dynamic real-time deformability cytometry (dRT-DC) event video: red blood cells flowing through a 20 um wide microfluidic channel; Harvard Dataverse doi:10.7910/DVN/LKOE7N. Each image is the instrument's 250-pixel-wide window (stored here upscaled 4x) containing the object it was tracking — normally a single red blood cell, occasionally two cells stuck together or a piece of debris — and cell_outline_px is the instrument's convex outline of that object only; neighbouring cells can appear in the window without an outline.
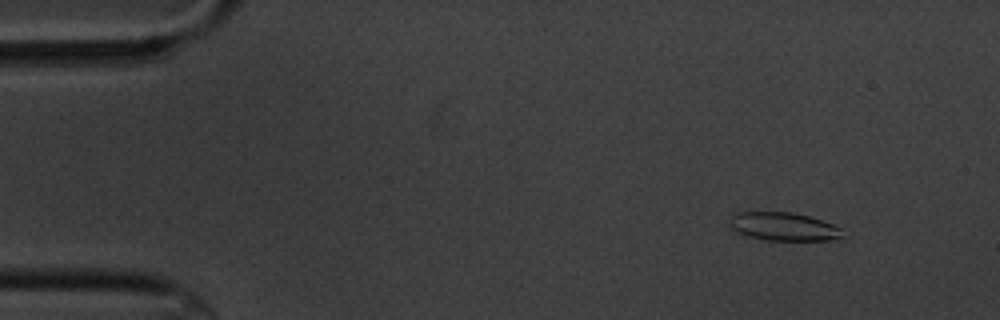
{"species": "common noctule bat (a hibernating species)", "species_latin": "Nyctalus noctula", "temperature_condition": "cold", "stored_images_in_passage": 5, "camera_frame_rate_fps": 3000, "um_per_image_px": 0.085, "animal": {"sex": "male", "body_mass_g": 20.1, "forearm_length_mm": 53.5}, "frame": {"image": 1, "passage_image": 2, "time_ms": 1.333, "image_size_px": [1000, 320], "cell_outline_px": [[840, 236], [836, 240], [768, 240], [748, 236], [736, 232], [728, 224], [732, 216], [736, 212], [792, 212], [808, 216], [832, 224], [840, 228]], "centroid_in_image_um": [66.55, 19.25], "position_along_channel_um": 18.5, "area_um2": 18.38}}
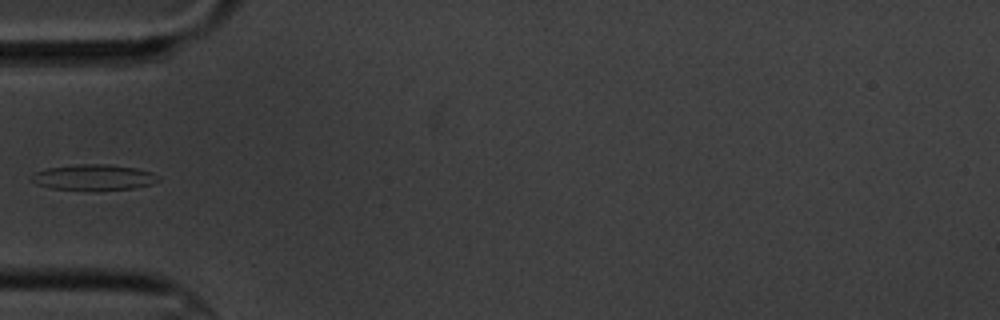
{"frame": {"image": 2, "passage_image": 5, "time_ms": 5.667, "image_size_px": [1000, 320], "cell_outline_px": [[160, 180], [152, 184], [136, 188], [52, 188], [36, 184], [28, 180], [36, 172], [48, 168], [76, 164], [108, 164], [136, 168], [152, 172], [160, 176]], "centroid_in_image_um": [7.99, 15.04], "position_along_channel_um": 77.0, "area_um2": 18.44}}